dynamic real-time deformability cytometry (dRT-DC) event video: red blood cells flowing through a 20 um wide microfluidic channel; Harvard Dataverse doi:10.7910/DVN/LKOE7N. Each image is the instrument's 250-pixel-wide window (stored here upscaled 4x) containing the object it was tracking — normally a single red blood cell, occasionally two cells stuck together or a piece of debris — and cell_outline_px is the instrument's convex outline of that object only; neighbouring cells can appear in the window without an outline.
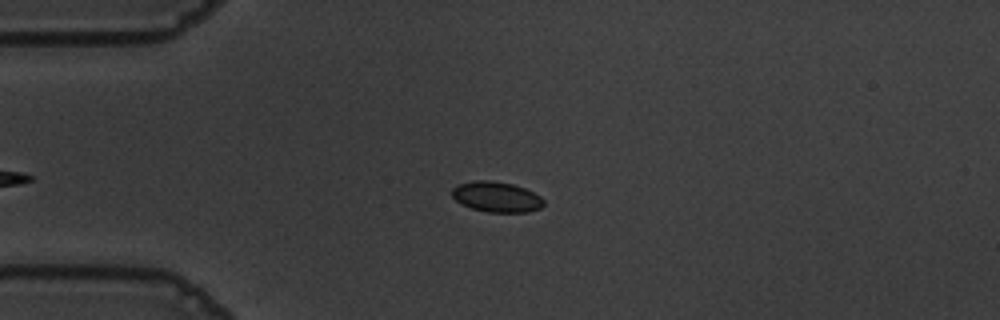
{"species": "common noctule bat (a hibernating species)", "species_latin": "Nyctalus noctula", "temperature_condition": "warm", "stored_images_in_passage": 46, "camera_frame_rate_fps": 3000, "um_per_image_px": 0.085, "animal": {"sex": "male", "body_mass_g": 19.5, "forearm_length_mm": 54.6}, "frame": {"image": 1, "passage_image": 11, "time_ms": 3.333, "image_size_px": [1000, 320], "cell_outline_px": [[544, 204], [540, 208], [528, 212], [488, 212], [472, 208], [456, 200], [452, 196], [452, 188], [456, 184], [476, 180], [492, 180], [512, 184], [524, 188], [540, 196], [544, 200]], "centroid_in_image_um": [42.2, 16.72], "position_along_channel_um": 42.8, "area_um2": 16.18}}
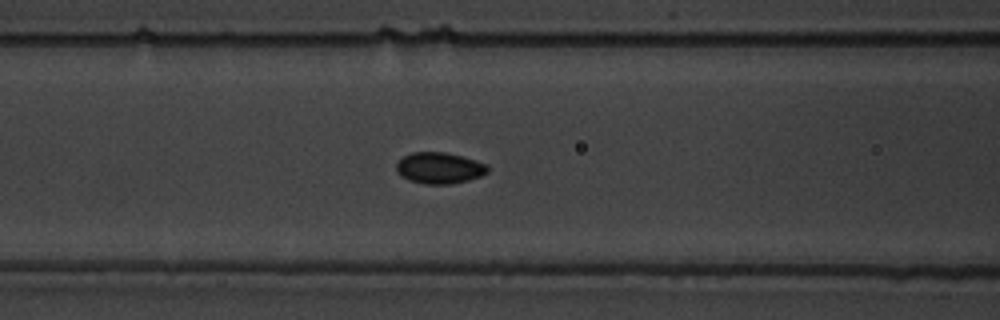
{"frame": {"image": 2, "passage_image": 20, "time_ms": 6.333, "image_size_px": [1000, 320], "cell_outline_px": [[488, 172], [480, 176], [468, 180], [452, 184], [424, 184], [408, 180], [396, 168], [396, 164], [404, 156], [412, 152], [444, 152], [460, 156], [488, 164]], "centroid_in_image_um": [37.37, 14.28], "position_along_channel_um": 129.2, "area_um2": 16.42}}
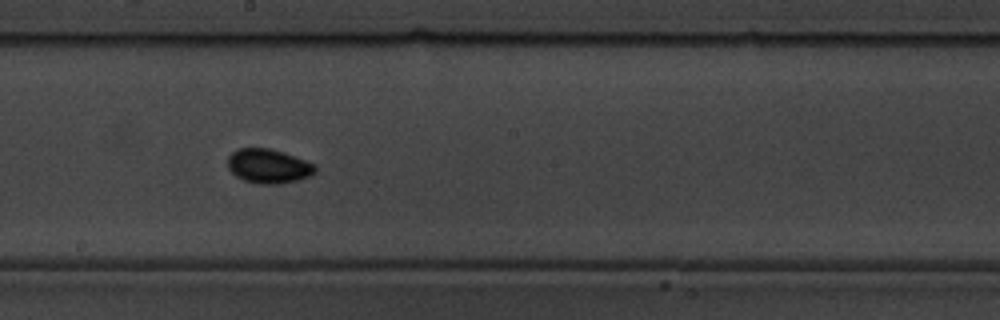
{"frame": {"image": 3, "passage_image": 28, "time_ms": 9.0, "image_size_px": [1000, 320], "cell_outline_px": [[316, 172], [308, 176], [296, 180], [280, 184], [260, 184], [244, 180], [236, 176], [228, 168], [228, 156], [232, 152], [240, 148], [268, 148], [284, 152], [316, 164]], "centroid_in_image_um": [22.82, 14.11], "position_along_channel_um": 225.4, "area_um2": 17.46}, "authors_computed_cell_mechanics": {"area_um2": 16.3863, "velocity_mm_per_s": 3.612, "shape_relaxation_time_tau1_ms": 1.8809, "shape_relaxation_time_tau2_ms": null, "deformation_change_tau1": 0.055, "deformation_change_tau2": null}}